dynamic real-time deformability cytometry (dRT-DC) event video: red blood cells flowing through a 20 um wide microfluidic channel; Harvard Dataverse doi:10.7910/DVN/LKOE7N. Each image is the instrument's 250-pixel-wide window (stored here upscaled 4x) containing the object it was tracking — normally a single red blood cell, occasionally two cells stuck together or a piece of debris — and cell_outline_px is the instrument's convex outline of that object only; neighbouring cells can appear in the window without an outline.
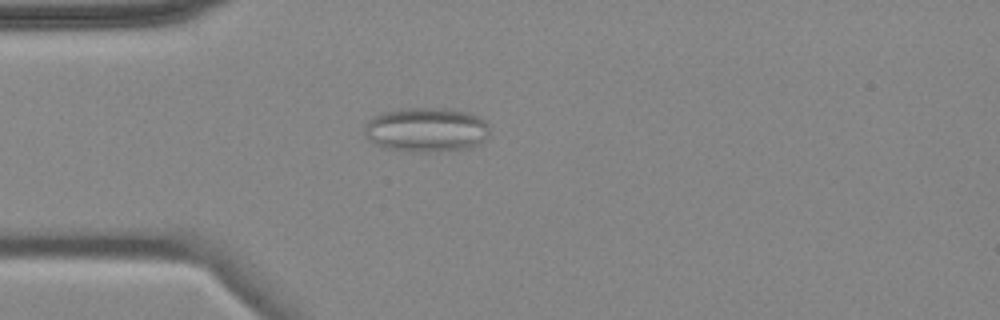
{"species": "common noctule bat (a hibernating species)", "species_latin": "Nyctalus noctula", "temperature_condition": "cold", "stored_images_in_passage": 5, "camera_frame_rate_fps": 3000, "um_per_image_px": 0.085, "animal": {"sex": "female", "body_mass_g": 18.4}, "frame": {"image": 1, "passage_image": 4, "time_ms": 3.667, "image_size_px": [1000, 320], "cell_outline_px": [[488, 136], [484, 144], [468, 148], [428, 152], [416, 152], [384, 148], [376, 144], [364, 136], [364, 124], [372, 116], [380, 112], [400, 108], [448, 108], [468, 112], [484, 120], [488, 124]], "centroid_in_image_um": [36.22, 11.02], "position_along_channel_um": 48.8, "area_um2": 33.0}}